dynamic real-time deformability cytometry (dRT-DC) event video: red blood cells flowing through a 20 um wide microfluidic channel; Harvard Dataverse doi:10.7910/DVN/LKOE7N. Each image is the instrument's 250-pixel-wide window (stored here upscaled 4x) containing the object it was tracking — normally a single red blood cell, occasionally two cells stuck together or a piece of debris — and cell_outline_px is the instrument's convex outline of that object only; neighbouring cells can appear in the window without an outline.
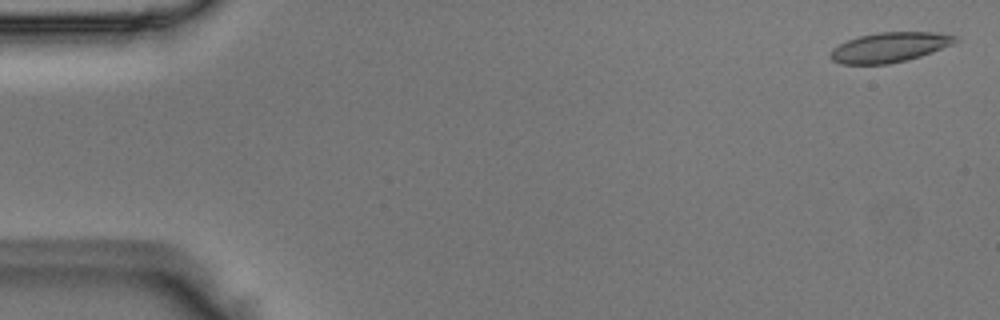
{"species": "Egyptian fruit bat (a non-hibernating species)", "species_latin": "Rousettus aegyptiacus", "temperature_condition": "room temperature", "stored_images_in_passage": 52, "camera_frame_rate_fps": 3000, "um_per_image_px": 0.085, "animal": {"sex": "male"}, "frame": {"image": 1, "passage_image": 2, "time_ms": 0.333, "image_size_px": [1000, 320], "cell_outline_px": [[956, 40], [952, 44], [932, 52], [908, 60], [888, 64], [840, 64], [832, 60], [832, 48], [848, 40], [860, 36], [876, 32], [936, 32], [956, 36]], "centroid_in_image_um": [75.61, 4.02], "position_along_channel_um": 9.4, "area_um2": 21.5}}
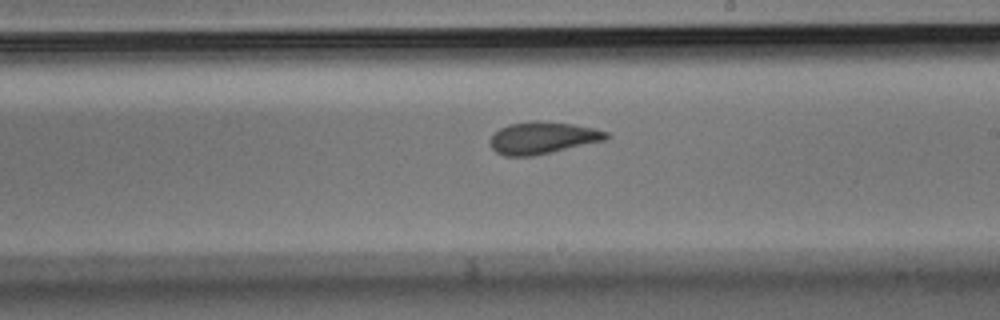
{"frame": {"image": 2, "passage_image": 30, "time_ms": 9.667, "image_size_px": [1000, 320], "cell_outline_px": [[612, 136], [604, 140], [552, 152], [532, 156], [504, 156], [496, 152], [492, 148], [488, 140], [500, 128], [508, 124], [536, 120], [572, 124], [596, 128], [608, 132]], "centroid_in_image_um": [46.12, 11.71], "position_along_channel_um": 242.9, "area_um2": 21.73}}
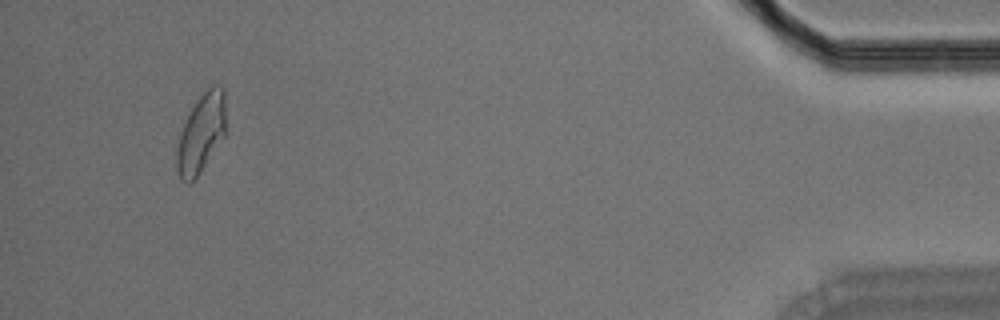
{"frame": {"image": 3, "passage_image": 49, "time_ms": 16.0, "image_size_px": [1000, 320], "cell_outline_px": [[224, 136], [196, 180], [188, 184], [180, 180], [176, 168], [176, 148], [180, 132], [192, 108], [200, 96], [212, 84], [216, 84], [224, 88]], "centroid_in_image_um": [17.07, 11.4], "position_along_channel_um": 418.1, "area_um2": 22.48}}